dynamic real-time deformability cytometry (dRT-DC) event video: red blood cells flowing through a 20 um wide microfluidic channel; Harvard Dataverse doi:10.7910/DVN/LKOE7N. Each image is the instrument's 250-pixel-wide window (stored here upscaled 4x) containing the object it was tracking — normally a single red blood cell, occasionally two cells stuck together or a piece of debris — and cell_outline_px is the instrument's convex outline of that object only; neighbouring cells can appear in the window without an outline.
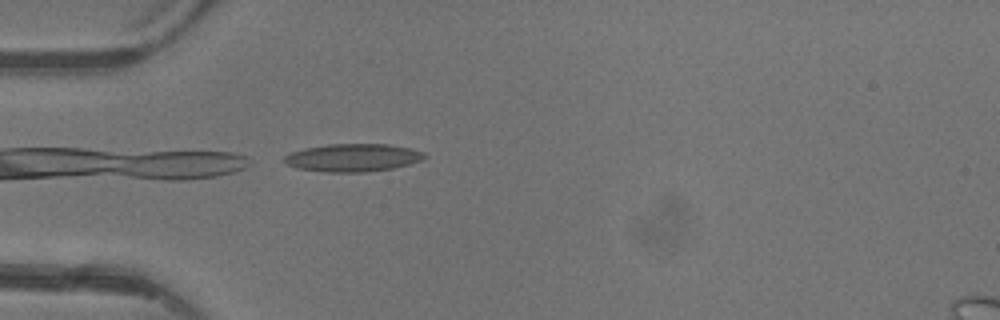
{"species": "common noctule bat (a hibernating species)", "species_latin": "Nyctalus noctula", "temperature_condition": "warm", "stored_images_in_passage": 2, "camera_frame_rate_fps": 3000, "um_per_image_px": 0.085, "animal": {"sex": "female"}, "frame": {"image": 1, "passage_image": 2, "time_ms": 1.0, "image_size_px": [1000, 320], "cell_outline_px": [[428, 156], [420, 160], [408, 164], [392, 168], [364, 172], [328, 172], [296, 168], [284, 164], [284, 156], [292, 152], [304, 148], [328, 144], [388, 144], [408, 148], [424, 152]], "centroid_in_image_um": [29.96, 13.4], "position_along_channel_um": 55.0, "area_um2": 22.66}}